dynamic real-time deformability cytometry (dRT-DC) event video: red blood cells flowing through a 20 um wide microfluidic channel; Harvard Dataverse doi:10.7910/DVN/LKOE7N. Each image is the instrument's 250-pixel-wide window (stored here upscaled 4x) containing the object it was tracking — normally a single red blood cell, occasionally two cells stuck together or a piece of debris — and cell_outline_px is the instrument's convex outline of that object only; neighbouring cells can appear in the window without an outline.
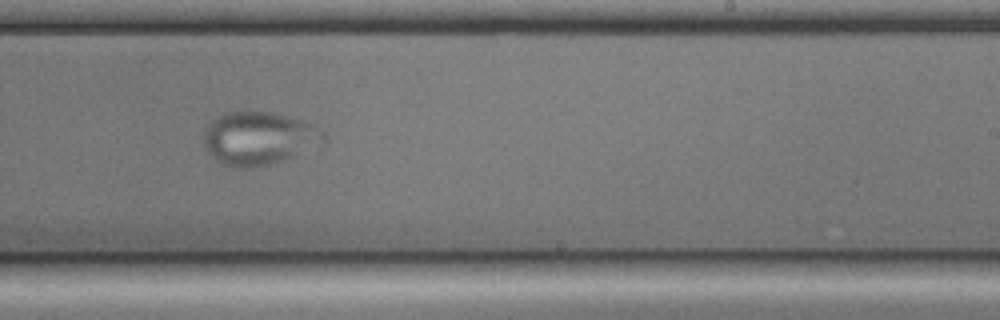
{"species": "common noctule bat (a hibernating species)", "species_latin": "Nyctalus noctula", "temperature_condition": "cold", "stored_images_in_passage": 49, "camera_frame_rate_fps": 3000, "um_per_image_px": 0.085, "animal": {"sex": "male", "body_mass_g": 17.9, "forearm_length_mm": 54.2}, "frame": {"image": 1, "passage_image": 26, "time_ms": 8.333, "image_size_px": [1000, 320], "cell_outline_px": [[324, 140], [284, 160], [252, 168], [232, 168], [220, 164], [208, 152], [204, 144], [204, 132], [208, 124], [216, 116], [224, 112], [248, 108], [272, 112], [288, 116], [312, 124], [324, 132]], "centroid_in_image_um": [21.9, 11.71], "position_along_channel_um": 267.1, "area_um2": 37.45}}
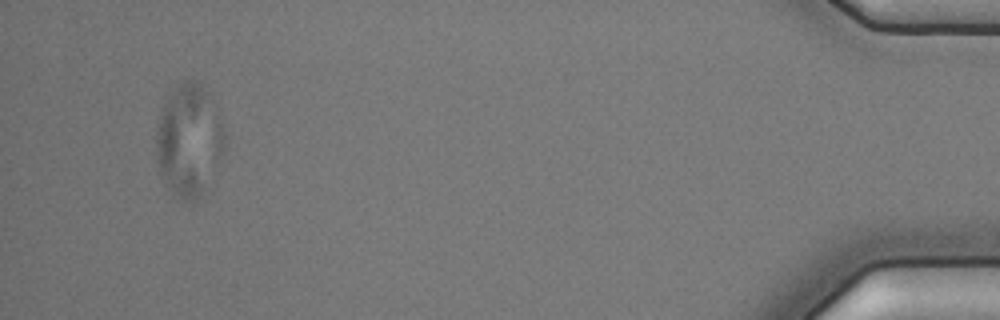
{"frame": {"image": 2, "passage_image": 45, "time_ms": 14.667, "image_size_px": [1000, 320], "cell_outline_px": [[208, 92], [200, 196], [196, 200], [184, 200], [176, 196], [172, 192], [160, 172], [156, 160], [156, 128], [168, 92], [184, 80], [200, 80]], "centroid_in_image_um": [15.54, 11.79], "position_along_channel_um": 419.7, "area_um2": 35.32}}